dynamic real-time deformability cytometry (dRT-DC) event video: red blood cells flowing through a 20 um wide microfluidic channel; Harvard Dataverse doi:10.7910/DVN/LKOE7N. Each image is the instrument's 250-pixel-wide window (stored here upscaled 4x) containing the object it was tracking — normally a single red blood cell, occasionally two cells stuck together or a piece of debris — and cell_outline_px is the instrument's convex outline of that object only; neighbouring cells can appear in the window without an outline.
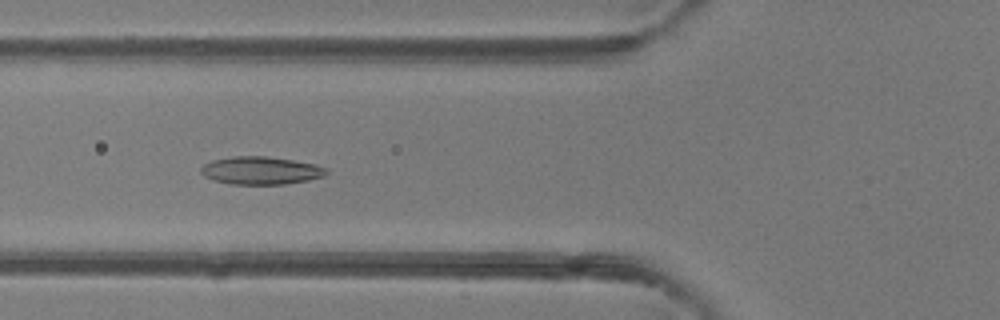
{"species": "common noctule bat (a hibernating species)", "species_latin": "Nyctalus noctula", "temperature_condition": "room temperature", "stored_images_in_passage": 50, "camera_frame_rate_fps": 3000, "um_per_image_px": 0.085, "animal": {"sex": "female"}, "frame": {"image": 1, "passage_image": 19, "time_ms": 6.0, "image_size_px": [1000, 320], "cell_outline_px": [[328, 172], [324, 176], [308, 180], [284, 184], [232, 184], [212, 180], [204, 176], [200, 172], [200, 168], [204, 164], [212, 160], [232, 156], [264, 156], [292, 160], [316, 164], [324, 168]], "centroid_in_image_um": [22.13, 14.49], "position_along_channel_um": 103.7, "area_um2": 20.29}}
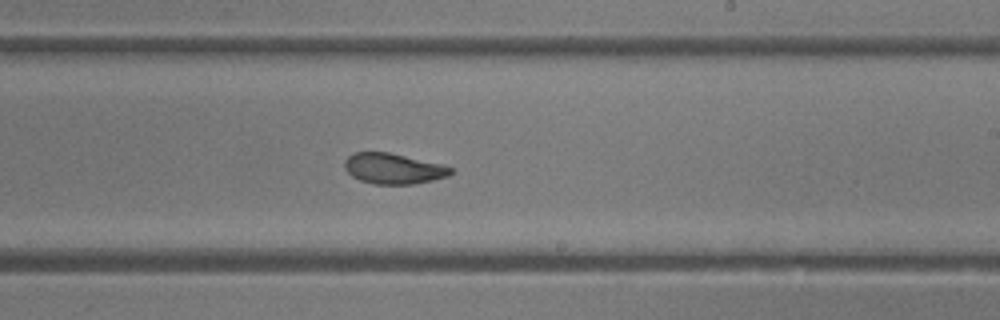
{"frame": {"image": 2, "passage_image": 30, "time_ms": 9.667, "image_size_px": [1000, 320], "cell_outline_px": [[452, 172], [448, 176], [432, 180], [412, 184], [376, 184], [360, 180], [352, 176], [344, 168], [344, 160], [352, 152], [388, 152], [440, 164], [452, 168]], "centroid_in_image_um": [33.39, 14.33], "position_along_channel_um": 255.6, "area_um2": 18.73}}
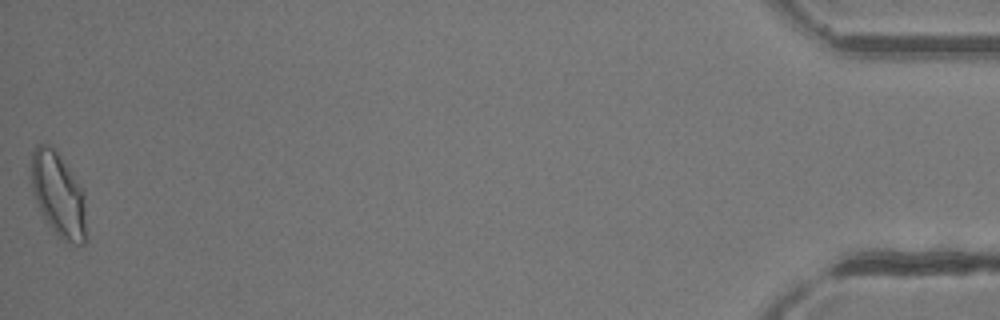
{"frame": {"image": 3, "passage_image": 50, "time_ms": 16.333, "image_size_px": [1000, 320], "cell_outline_px": [[88, 240], [84, 244], [72, 244], [56, 236], [44, 220], [32, 192], [32, 152], [36, 144], [48, 144], [56, 148], [84, 188], [88, 236]], "centroid_in_image_um": [5.02, 16.58], "position_along_channel_um": 430.2, "area_um2": 28.21}, "authors_computed_cell_mechanics": {"area_um2": 20.8658, "velocity_mm_per_s": 4.1397, "shape_relaxation_time_tau1_ms": 4.5747, "shape_relaxation_time_tau2_ms": 1.9889, "deformation_change_tau1": 0.1459, "deformation_change_tau2": 0.0778}}